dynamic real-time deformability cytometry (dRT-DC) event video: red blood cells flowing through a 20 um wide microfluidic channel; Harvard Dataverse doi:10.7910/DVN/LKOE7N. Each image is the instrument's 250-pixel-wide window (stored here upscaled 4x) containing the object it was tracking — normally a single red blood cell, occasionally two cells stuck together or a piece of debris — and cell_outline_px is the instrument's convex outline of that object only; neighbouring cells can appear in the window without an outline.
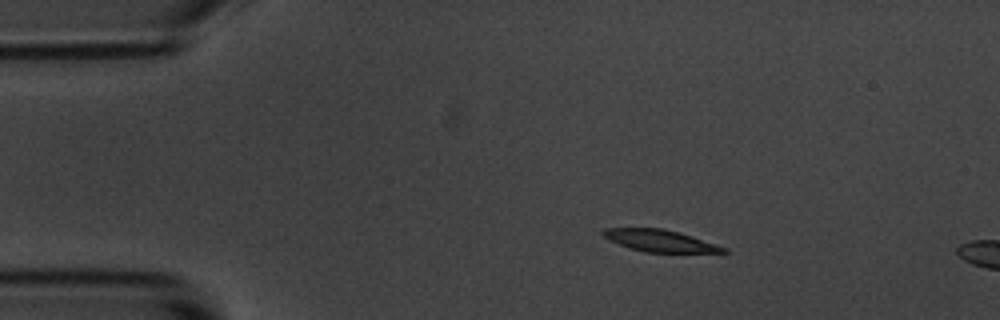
{"species": "common noctule bat (a hibernating species)", "species_latin": "Nyctalus noctula", "temperature_condition": "room temperature", "stored_images_in_passage": 3, "camera_frame_rate_fps": 3000, "um_per_image_px": 0.085, "animal": {"sex": "male", "body_mass_g": 20.1, "forearm_length_mm": 53.5}, "frame": {"image": 1, "passage_image": 2, "time_ms": 0.333, "image_size_px": [1000, 320], "cell_outline_px": [[728, 252], [644, 252], [628, 248], [608, 240], [600, 232], [604, 228], [664, 228], [716, 244], [728, 248]], "centroid_in_image_um": [56.03, 20.46], "position_along_channel_um": 29.0, "area_um2": 15.26}}